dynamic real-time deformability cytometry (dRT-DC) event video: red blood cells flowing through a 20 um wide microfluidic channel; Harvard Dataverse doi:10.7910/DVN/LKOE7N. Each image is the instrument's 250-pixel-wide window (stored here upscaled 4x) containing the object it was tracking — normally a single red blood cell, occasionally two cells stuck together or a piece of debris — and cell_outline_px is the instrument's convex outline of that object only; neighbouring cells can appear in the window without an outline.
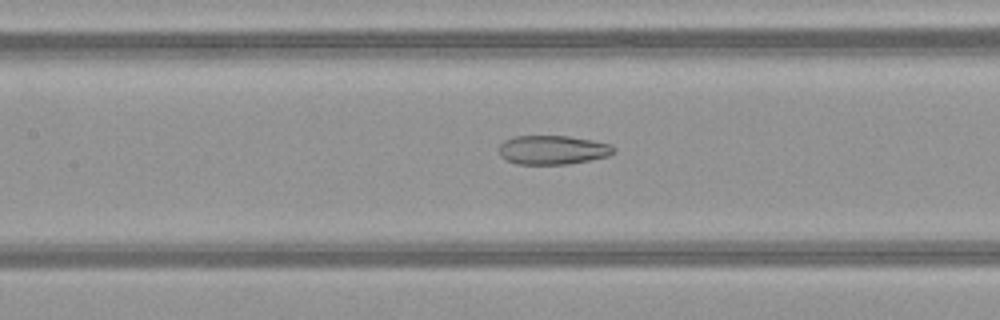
{"species": "common noctule bat (a hibernating species)", "species_latin": "Nyctalus noctula", "temperature_condition": "warm", "stored_images_in_passage": 51, "camera_frame_rate_fps": 3000, "um_per_image_px": 0.085, "animal": {"sex": "female", "body_mass_g": 21.9}, "frame": {"image": 1, "passage_image": 24, "time_ms": 7.667, "image_size_px": [1000, 320], "cell_outline_px": [[616, 152], [608, 156], [592, 160], [568, 164], [516, 164], [500, 156], [500, 144], [504, 140], [516, 136], [568, 136], [592, 140], [612, 144], [616, 148]], "centroid_in_image_um": [47.03, 12.74], "position_along_channel_um": 160.4, "area_um2": 19.54}}
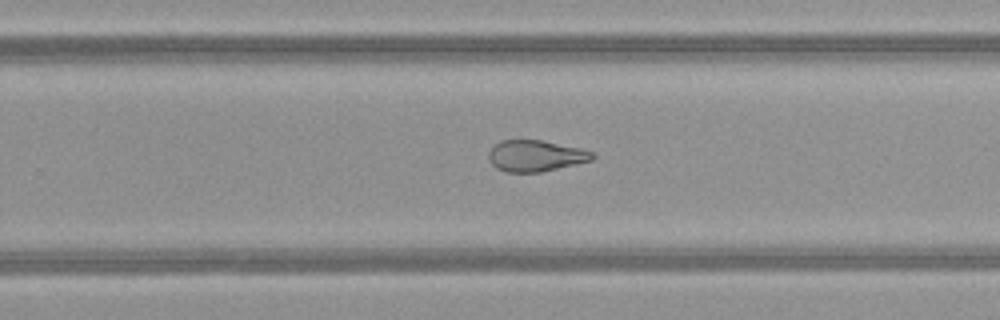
{"frame": {"image": 2, "passage_image": 33, "time_ms": 10.667, "image_size_px": [1000, 320], "cell_outline_px": [[596, 156], [592, 160], [576, 164], [540, 172], [508, 172], [496, 168], [492, 164], [488, 156], [488, 152], [500, 140], [540, 140], [580, 148], [592, 152]], "centroid_in_image_um": [45.52, 13.24], "position_along_channel_um": 284.3, "area_um2": 18.73}}
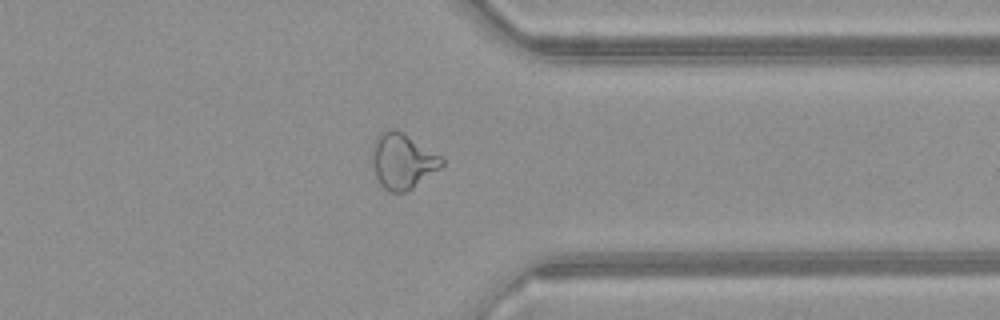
{"frame": {"image": 3, "passage_image": 40, "time_ms": 13.0, "image_size_px": [1000, 320], "cell_outline_px": [[444, 164], [440, 168], [412, 188], [404, 192], [388, 192], [380, 184], [376, 176], [372, 164], [372, 148], [376, 136], [380, 132], [388, 128], [396, 128], [444, 156]], "centroid_in_image_um": [34.22, 13.65], "position_along_channel_um": 377.2, "area_um2": 22.83}, "authors_computed_cell_mechanics": {"area_um2": 24.2182, "velocity_mm_per_s": 4.1452, "shape_relaxation_time_tau1_ms": null, "shape_relaxation_time_tau2_ms": 2.6209, "deformation_change_tau1": null, "deformation_change_tau2": 0.1086}}